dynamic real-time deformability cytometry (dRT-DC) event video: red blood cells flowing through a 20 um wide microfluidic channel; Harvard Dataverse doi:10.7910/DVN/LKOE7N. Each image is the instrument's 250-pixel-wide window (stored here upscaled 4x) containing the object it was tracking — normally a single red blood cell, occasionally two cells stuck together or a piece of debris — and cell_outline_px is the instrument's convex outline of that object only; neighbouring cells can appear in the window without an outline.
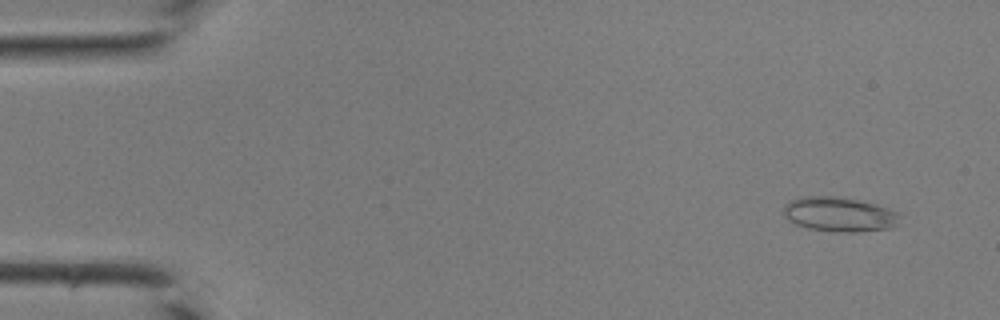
{"species": "common noctule bat (a hibernating species)", "species_latin": "Nyctalus noctula", "temperature_condition": "room temperature", "stored_images_in_passage": 43, "camera_frame_rate_fps": 3000, "um_per_image_px": 0.085, "animal": {"sex": "male", "body_mass_g": 19.0, "forearm_length_mm": 50.8}, "frame": {"image": 1, "passage_image": 3, "time_ms": 0.667, "image_size_px": [1000, 320], "cell_outline_px": [[904, 216], [892, 228], [856, 232], [836, 232], [808, 228], [796, 224], [788, 220], [784, 216], [784, 204], [800, 196], [836, 196], [860, 200], [876, 204], [900, 212]], "centroid_in_image_um": [71.39, 18.21], "position_along_channel_um": 13.6, "area_um2": 23.81}}
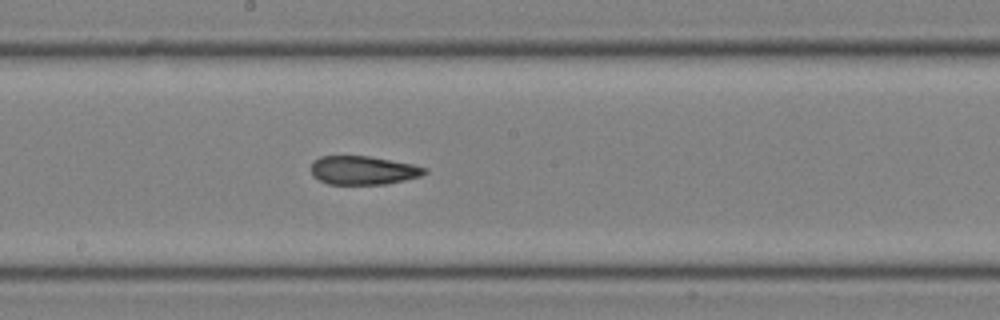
{"frame": {"image": 2, "passage_image": 24, "time_ms": 7.667, "image_size_px": [1000, 320], "cell_outline_px": [[428, 172], [420, 176], [404, 180], [384, 184], [328, 184], [312, 176], [312, 160], [320, 156], [368, 156], [412, 164], [428, 168]], "centroid_in_image_um": [30.86, 14.47], "position_along_channel_um": 217.3, "area_um2": 18.9}}
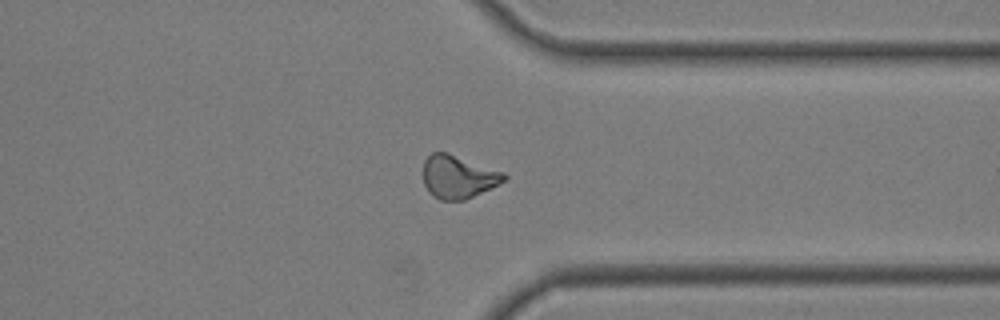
{"frame": {"image": 3, "passage_image": 34, "time_ms": 11.0, "image_size_px": [1000, 320], "cell_outline_px": [[508, 180], [464, 200], [440, 200], [432, 196], [428, 192], [424, 184], [424, 160], [432, 152], [448, 152], [504, 172], [508, 176]], "centroid_in_image_um": [38.95, 15.03], "position_along_channel_um": 372.4, "area_um2": 20.4}}